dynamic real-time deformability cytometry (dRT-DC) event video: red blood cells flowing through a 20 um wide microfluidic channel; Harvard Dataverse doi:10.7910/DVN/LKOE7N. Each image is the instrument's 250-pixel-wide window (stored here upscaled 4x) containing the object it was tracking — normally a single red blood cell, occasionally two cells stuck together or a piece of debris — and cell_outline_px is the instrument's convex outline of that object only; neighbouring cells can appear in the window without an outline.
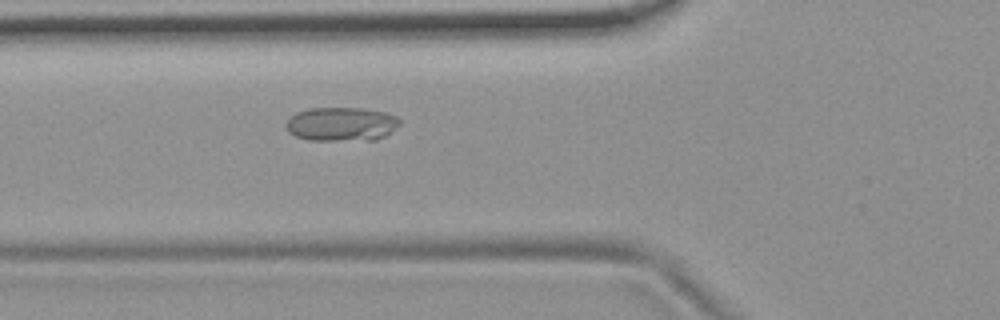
{"species": "common noctule bat (a hibernating species)", "species_latin": "Nyctalus noctula", "temperature_condition": "room temperature", "stored_images_in_passage": 34, "camera_frame_rate_fps": 3000, "um_per_image_px": 0.085, "animal": {"sex": "female", "body_mass_g": 19.9}, "frame": {"image": 1, "passage_image": 6, "time_ms": 1.667, "image_size_px": [1000, 320], "cell_outline_px": [[400, 124], [384, 136], [376, 140], [308, 140], [296, 136], [288, 132], [284, 124], [296, 112], [308, 108], [364, 108], [388, 112], [396, 116], [400, 120]], "centroid_in_image_um": [29.02, 10.54], "position_along_channel_um": 96.8, "area_um2": 22.66}}
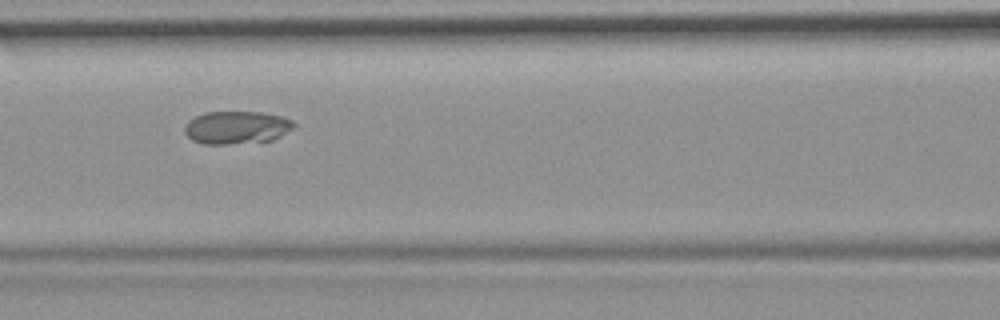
{"frame": {"image": 2, "passage_image": 10, "time_ms": 3.0, "image_size_px": [1000, 320], "cell_outline_px": [[296, 124], [292, 128], [280, 136], [272, 140], [228, 144], [204, 144], [192, 140], [184, 132], [184, 128], [188, 120], [204, 112], [260, 112], [280, 116], [292, 120]], "centroid_in_image_um": [20.08, 10.83], "position_along_channel_um": 146.5, "area_um2": 20.81}}
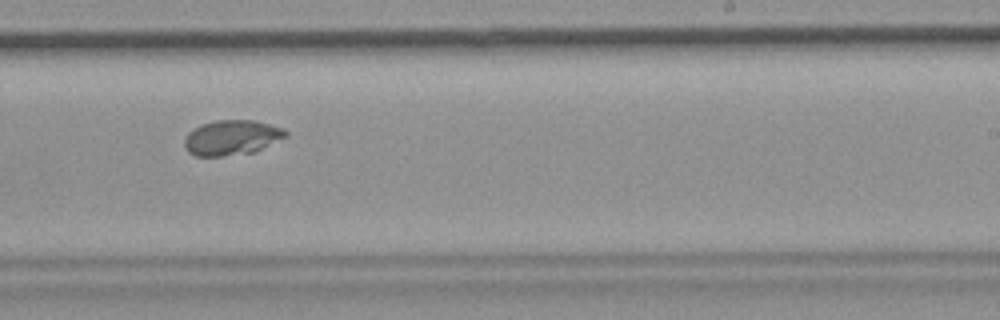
{"frame": {"image": 3, "passage_image": 20, "time_ms": 6.333, "image_size_px": [1000, 320], "cell_outline_px": [[288, 136], [256, 152], [220, 156], [196, 156], [188, 152], [184, 148], [184, 140], [188, 132], [192, 128], [200, 124], [216, 120], [256, 120], [284, 128], [288, 132]], "centroid_in_image_um": [19.7, 11.69], "position_along_channel_um": 269.3, "area_um2": 21.04}, "authors_computed_cell_mechanics": {"area_um2": 20.6346, "velocity_mm_per_s": 3.7101, "shape_relaxation_time_tau1_ms": null, "shape_relaxation_time_tau2_ms": 2.8228, "deformation_change_tau1": null, "deformation_change_tau2": 0.0399}}